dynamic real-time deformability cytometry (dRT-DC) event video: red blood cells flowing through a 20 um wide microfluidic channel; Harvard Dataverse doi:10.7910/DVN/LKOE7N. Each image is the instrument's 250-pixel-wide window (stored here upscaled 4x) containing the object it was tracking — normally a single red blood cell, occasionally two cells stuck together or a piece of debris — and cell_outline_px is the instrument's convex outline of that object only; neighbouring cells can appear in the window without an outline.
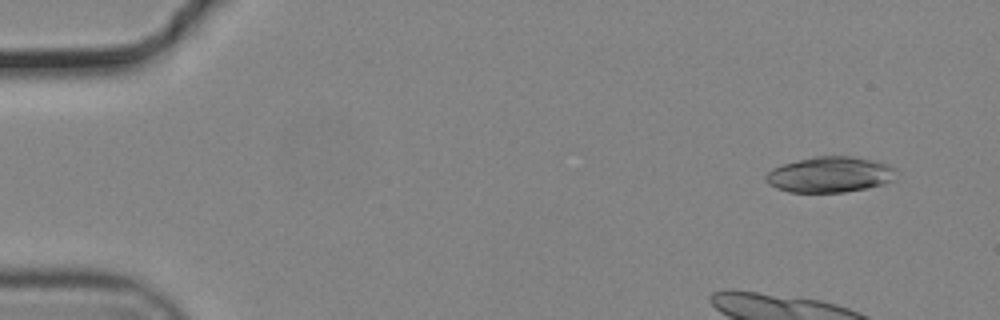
{"species": "common noctule bat (a hibernating species)", "species_latin": "Nyctalus noctula", "temperature_condition": "cold", "stored_images_in_passage": 14, "camera_frame_rate_fps": 3000, "um_per_image_px": 0.085, "animal": {"sex": "male", "body_mass_g": 19.2, "forearm_length_mm": 51.8}, "frame": {"image": 1, "passage_image": 3, "time_ms": 0.667, "image_size_px": [1000, 320], "cell_outline_px": [[900, 172], [892, 180], [884, 184], [868, 188], [844, 192], [788, 192], [776, 188], [768, 184], [764, 180], [764, 176], [772, 168], [784, 164], [816, 156], [852, 156], [892, 164]], "centroid_in_image_um": [70.59, 14.84], "position_along_channel_um": 14.4, "area_um2": 27.46}}